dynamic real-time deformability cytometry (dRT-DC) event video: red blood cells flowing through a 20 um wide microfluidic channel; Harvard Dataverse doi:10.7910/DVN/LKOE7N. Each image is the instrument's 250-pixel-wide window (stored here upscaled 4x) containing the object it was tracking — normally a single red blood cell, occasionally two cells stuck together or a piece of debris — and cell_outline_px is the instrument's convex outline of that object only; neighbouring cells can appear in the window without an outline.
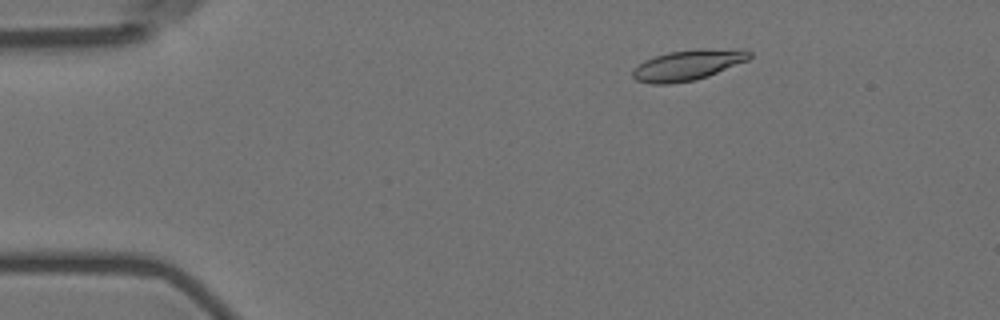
{"species": "Egyptian fruit bat (a non-hibernating species)", "species_latin": "Rousettus aegyptiacus", "temperature_condition": "room temperature", "stored_images_in_passage": 54, "camera_frame_rate_fps": 3000, "um_per_image_px": 0.085, "animal": {"sex": "female"}, "frame": {"image": 1, "passage_image": 9, "time_ms": 2.667, "image_size_px": [1000, 320], "cell_outline_px": [[752, 56], [748, 60], [708, 76], [696, 80], [668, 84], [652, 84], [636, 80], [632, 76], [632, 72], [644, 60], [668, 52], [696, 48], [744, 48], [752, 52]], "centroid_in_image_um": [58.54, 5.5], "position_along_channel_um": 26.5, "area_um2": 21.04}}
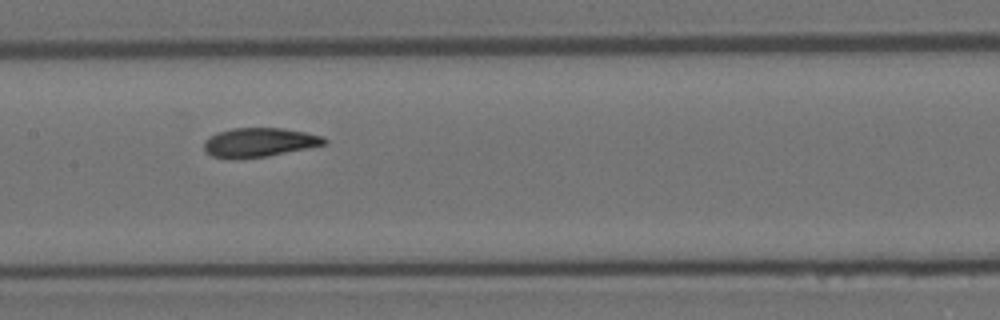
{"frame": {"image": 2, "passage_image": 28, "time_ms": 9.0, "image_size_px": [1000, 320], "cell_outline_px": [[328, 140], [324, 144], [268, 156], [212, 156], [204, 148], [204, 140], [216, 132], [232, 128], [284, 128], [304, 132], [320, 136]], "centroid_in_image_um": [22.04, 12.05], "position_along_channel_um": 185.4, "area_um2": 19.54}}
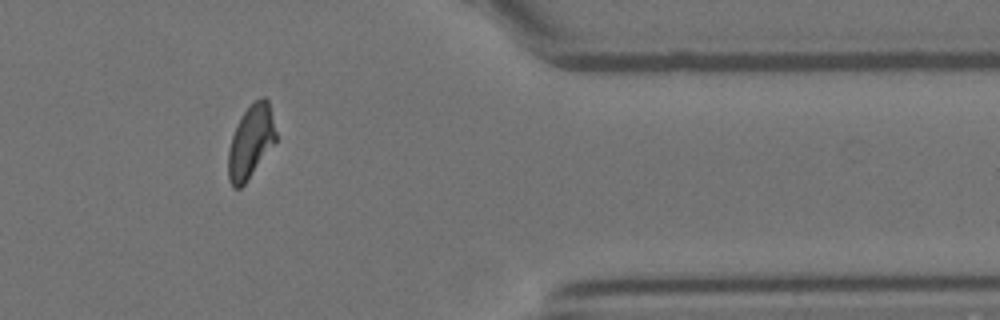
{"frame": {"image": 3, "passage_image": 47, "time_ms": 15.333, "image_size_px": [1000, 320], "cell_outline_px": [[276, 140], [244, 184], [240, 188], [232, 188], [228, 180], [228, 152], [232, 136], [244, 112], [256, 100], [264, 96], [268, 100], [276, 132]], "centroid_in_image_um": [21.3, 12.07], "position_along_channel_um": 390.1, "area_um2": 19.71}, "authors_computed_cell_mechanics": {"area_um2": 20.7502, "velocity_mm_per_s": 3.5597, "shape_relaxation_time_tau1_ms": 5.6995, "shape_relaxation_time_tau2_ms": 1.9844, "deformation_change_tau1": 0.1706, "deformation_change_tau2": 0.0704}}